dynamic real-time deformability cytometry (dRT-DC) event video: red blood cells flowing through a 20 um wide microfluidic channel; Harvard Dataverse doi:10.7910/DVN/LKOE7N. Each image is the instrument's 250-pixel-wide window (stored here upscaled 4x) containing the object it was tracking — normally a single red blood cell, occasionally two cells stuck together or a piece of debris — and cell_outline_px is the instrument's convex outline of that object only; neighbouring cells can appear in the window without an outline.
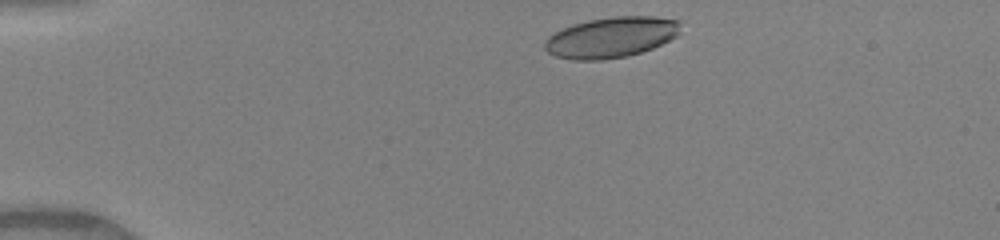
{"species": "human", "species_latin": "Homo sapiens", "temperature_condition": "warm", "stored_images_in_passage": 41, "camera_frame_rate_fps": 3000, "um_per_image_px": 0.085, "donor": {"sex": "female"}, "frame": {"image": 1, "passage_image": 2, "time_ms": 0.333, "image_size_px": [1000, 240], "cell_outline_px": [[680, 32], [676, 36], [652, 48], [628, 56], [600, 60], [572, 60], [556, 56], [548, 52], [544, 48], [544, 44], [548, 36], [572, 24], [588, 20], [612, 16], [652, 16], [680, 20]], "centroid_in_image_um": [51.95, 3.17], "position_along_channel_um": 33.1, "area_um2": 32.14}}
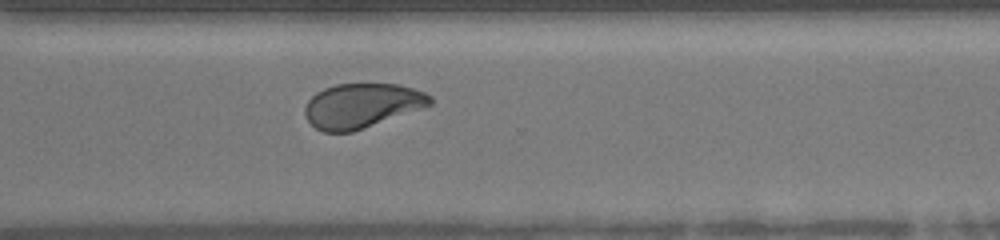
{"frame": {"image": 2, "passage_image": 29, "time_ms": 9.333, "image_size_px": [1000, 240], "cell_outline_px": [[432, 104], [352, 132], [324, 132], [316, 128], [308, 120], [304, 112], [304, 108], [308, 100], [316, 92], [324, 88], [336, 84], [400, 84], [424, 92], [432, 96]], "centroid_in_image_um": [30.72, 8.97], "position_along_channel_um": 339.9, "area_um2": 32.19}}
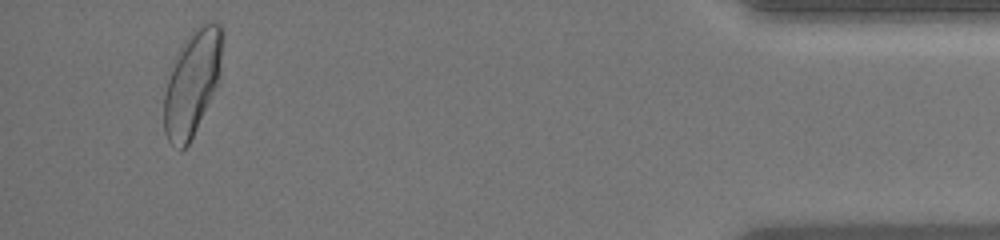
{"frame": {"image": 3, "passage_image": 39, "time_ms": 12.667, "image_size_px": [1000, 240], "cell_outline_px": [[224, 32], [220, 80], [188, 144], [184, 148], [180, 148], [168, 140], [164, 132], [164, 92], [176, 52], [180, 44], [192, 28], [208, 20], [212, 20], [220, 24], [224, 28]], "centroid_in_image_um": [16.37, 6.9], "position_along_channel_um": 418.8, "area_um2": 36.3}, "authors_computed_cell_mechanics": {"area_um2": 33.235, "velocity_mm_per_s": 4.1314, "shape_relaxation_time_tau1_ms": 4.4155, "shape_relaxation_time_tau2_ms": 0.9295, "deformation_change_tau1": 0.1691, "deformation_change_tau2": 0.0627}}